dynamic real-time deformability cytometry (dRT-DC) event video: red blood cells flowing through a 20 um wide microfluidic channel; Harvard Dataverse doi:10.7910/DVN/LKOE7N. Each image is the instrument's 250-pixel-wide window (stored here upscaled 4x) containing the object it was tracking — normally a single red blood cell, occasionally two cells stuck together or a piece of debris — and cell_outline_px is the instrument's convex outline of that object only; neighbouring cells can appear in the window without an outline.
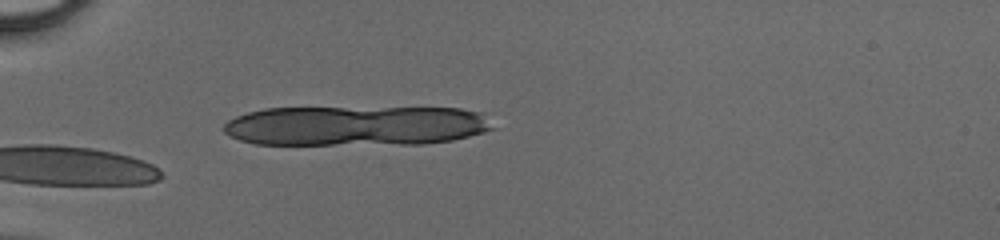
{"species": "human", "species_latin": "Homo sapiens", "temperature_condition": "cold", "stored_images_in_passage": 24, "camera_frame_rate_fps": 3000, "um_per_image_px": 0.085, "donor": {"sex": "male"}, "frame": {"image": 1, "passage_image": 1, "time_ms": 0.0, "image_size_px": [1000, 240], "cell_outline_px": [[496, 128], [484, 132], [452, 140], [424, 144], [256, 144], [240, 140], [224, 132], [224, 124], [228, 120], [236, 116], [248, 112], [264, 108], [460, 108], [480, 112]], "centroid_in_image_um": [30.26, 10.69], "position_along_channel_um": 54.7, "area_um2": 62.71}}